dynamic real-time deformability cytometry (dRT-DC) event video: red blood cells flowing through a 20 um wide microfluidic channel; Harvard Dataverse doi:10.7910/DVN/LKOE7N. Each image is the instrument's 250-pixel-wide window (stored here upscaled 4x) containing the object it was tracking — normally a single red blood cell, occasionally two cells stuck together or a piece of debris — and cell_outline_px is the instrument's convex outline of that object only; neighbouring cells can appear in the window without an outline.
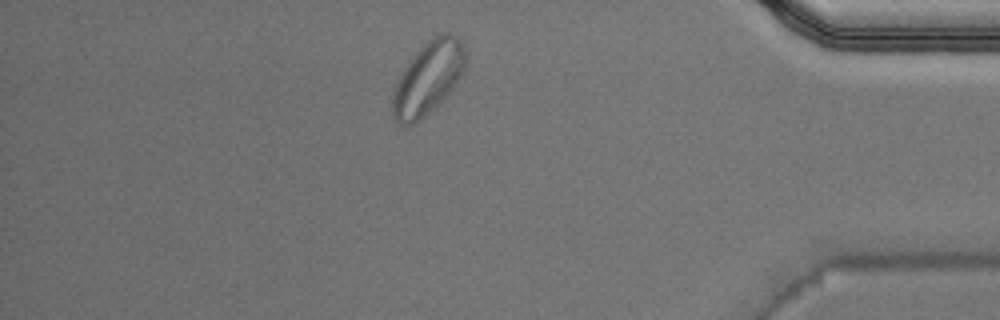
{"species": "Egyptian fruit bat (a non-hibernating species)", "species_latin": "Rousettus aegyptiacus", "temperature_condition": "warm", "stored_images_in_passage": 43, "segment_of_instrument_passage": [2, 2], "camera_frame_rate_fps": 3000, "um_per_image_px": 0.085, "animal": {"sex": "male"}, "frame": {"image": 1, "passage_image": 36, "time_ms": 11.667, "image_size_px": [1000, 320], "cell_outline_px": [[468, 56], [464, 68], [456, 84], [436, 108], [412, 124], [400, 124], [396, 120], [392, 112], [392, 88], [396, 80], [412, 56], [428, 40], [440, 32], [448, 32], [456, 36], [460, 40]], "centroid_in_image_um": [36.39, 6.61], "position_along_channel_um": 398.8, "area_um2": 31.15}}
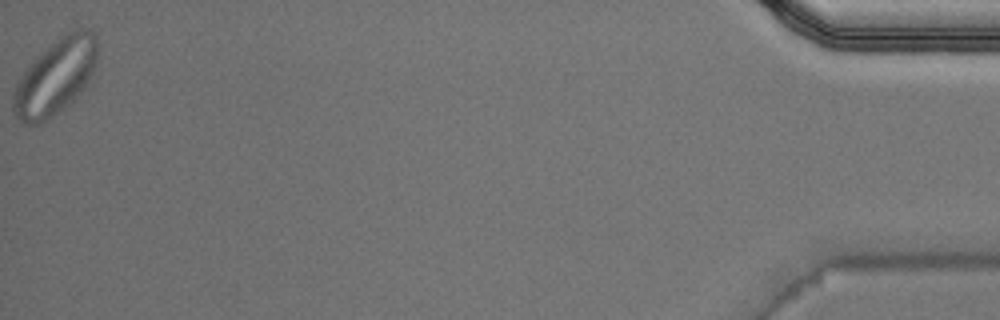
{"frame": {"image": 2, "passage_image": 43, "time_ms": 14.0, "image_size_px": [1000, 320], "cell_outline_px": [[96, 64], [84, 88], [68, 104], [44, 120], [36, 124], [24, 124], [12, 112], [12, 100], [16, 88], [24, 72], [36, 56], [48, 44], [68, 32], [80, 28], [92, 32], [96, 36]], "centroid_in_image_um": [4.7, 6.51], "position_along_channel_um": 430.5, "area_um2": 36.24}}